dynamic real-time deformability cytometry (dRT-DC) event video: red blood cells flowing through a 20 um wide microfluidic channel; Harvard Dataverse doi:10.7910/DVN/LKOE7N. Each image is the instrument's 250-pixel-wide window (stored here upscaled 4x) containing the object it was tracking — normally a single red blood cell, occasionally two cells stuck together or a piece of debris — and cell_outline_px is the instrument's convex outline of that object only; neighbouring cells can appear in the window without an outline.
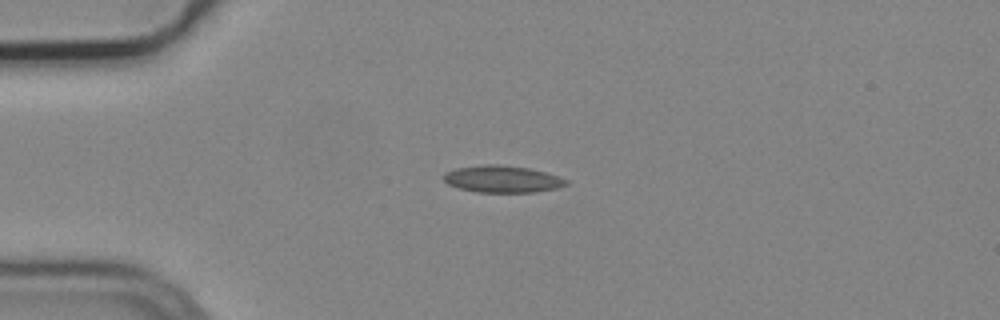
{"species": "common noctule bat (a hibernating species)", "species_latin": "Nyctalus noctula", "temperature_condition": "cold", "stored_images_in_passage": 2, "camera_frame_rate_fps": 3000, "um_per_image_px": 0.085, "animal": {"sex": "male", "body_mass_g": 19.2, "forearm_length_mm": 51.8}, "frame": {"image": 1, "passage_image": 2, "time_ms": 0.333, "image_size_px": [1000, 320], "cell_outline_px": [[568, 184], [556, 188], [536, 192], [476, 192], [460, 188], [448, 184], [444, 180], [444, 172], [456, 168], [488, 164], [500, 164], [528, 168], [544, 172], [568, 180]], "centroid_in_image_um": [42.68, 15.22], "position_along_channel_um": 42.3, "area_um2": 19.07}}